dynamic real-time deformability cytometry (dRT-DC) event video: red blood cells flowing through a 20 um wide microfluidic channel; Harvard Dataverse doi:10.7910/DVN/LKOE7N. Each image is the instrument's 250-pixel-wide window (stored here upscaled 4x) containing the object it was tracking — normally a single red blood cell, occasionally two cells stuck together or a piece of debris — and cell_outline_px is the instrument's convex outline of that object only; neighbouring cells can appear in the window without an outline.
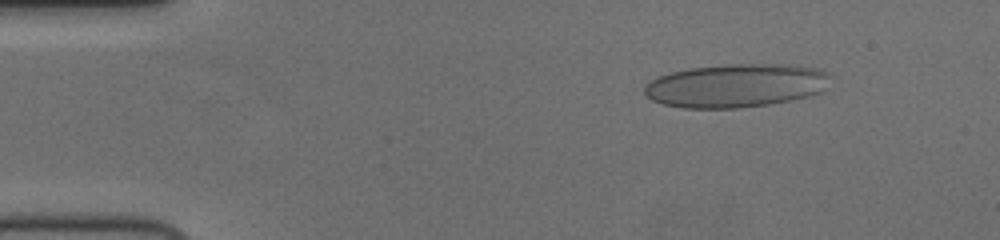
{"species": "human", "species_latin": "Homo sapiens", "temperature_condition": "cold", "stored_images_in_passage": 55, "camera_frame_rate_fps": 3000, "um_per_image_px": 0.085, "donor": {"sex": "female"}, "frame": {"image": 1, "passage_image": 7, "time_ms": 2.0, "image_size_px": [1000, 240], "cell_outline_px": [[832, 76], [824, 88], [820, 92], [808, 96], [792, 100], [768, 104], [740, 108], [684, 108], [664, 104], [652, 100], [644, 92], [644, 84], [660, 76], [672, 72], [688, 68], [732, 64], [776, 64], [816, 68], [828, 72]], "centroid_in_image_um": [62.56, 7.28], "position_along_channel_um": 22.4, "area_um2": 46.99}}
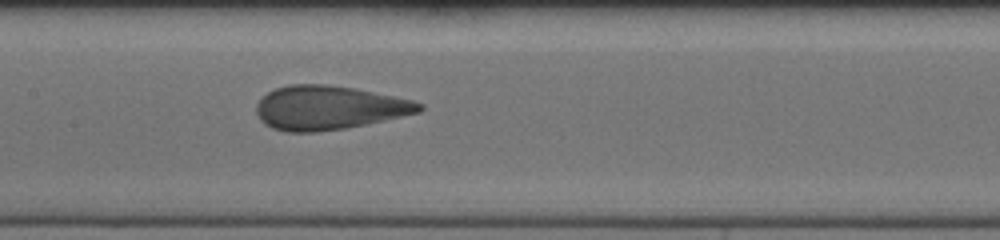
{"frame": {"image": 2, "passage_image": 27, "time_ms": 8.667, "image_size_px": [1000, 240], "cell_outline_px": [[424, 108], [420, 112], [364, 124], [344, 128], [316, 132], [284, 132], [272, 128], [264, 124], [260, 120], [256, 112], [256, 104], [268, 92], [276, 88], [288, 84], [328, 84], [356, 88], [412, 100], [424, 104]], "centroid_in_image_um": [27.92, 9.15], "position_along_channel_um": 179.5, "area_um2": 41.67}}
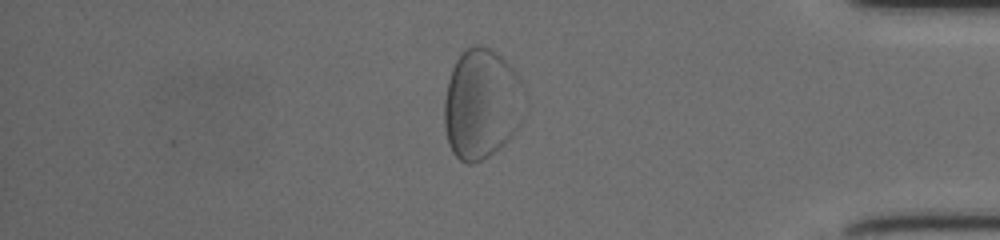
{"frame": {"image": 3, "passage_image": 47, "time_ms": 15.333, "image_size_px": [1000, 240], "cell_outline_px": [[524, 120], [512, 136], [500, 148], [488, 156], [472, 164], [464, 164], [452, 152], [448, 144], [444, 124], [444, 100], [448, 80], [452, 68], [460, 52], [472, 44], [480, 44], [496, 52], [516, 72], [524, 88]], "centroid_in_image_um": [40.94, 8.84], "position_along_channel_um": 394.3, "area_um2": 52.37}}